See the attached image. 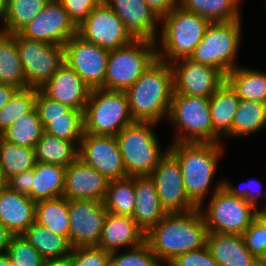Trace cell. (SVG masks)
<instances>
[{"mask_svg": "<svg viewBox=\"0 0 266 266\" xmlns=\"http://www.w3.org/2000/svg\"><path fill=\"white\" fill-rule=\"evenodd\" d=\"M207 227L201 211L167 213L145 233V242L165 265L177 255L206 246Z\"/></svg>", "mask_w": 266, "mask_h": 266, "instance_id": "6da1fadb", "label": "cell"}, {"mask_svg": "<svg viewBox=\"0 0 266 266\" xmlns=\"http://www.w3.org/2000/svg\"><path fill=\"white\" fill-rule=\"evenodd\" d=\"M125 92L134 121L158 123L168 117L174 92L171 64L156 59Z\"/></svg>", "mask_w": 266, "mask_h": 266, "instance_id": "7a4b0ae2", "label": "cell"}, {"mask_svg": "<svg viewBox=\"0 0 266 266\" xmlns=\"http://www.w3.org/2000/svg\"><path fill=\"white\" fill-rule=\"evenodd\" d=\"M168 152L178 161L186 194L197 207L203 208L206 193L216 171L218 158L223 152L218 143L177 142ZM202 206V207H201Z\"/></svg>", "mask_w": 266, "mask_h": 266, "instance_id": "3957f363", "label": "cell"}, {"mask_svg": "<svg viewBox=\"0 0 266 266\" xmlns=\"http://www.w3.org/2000/svg\"><path fill=\"white\" fill-rule=\"evenodd\" d=\"M163 51L157 50V59L172 64L189 58L201 42L210 21L196 13L176 6L161 18ZM173 61V62H172Z\"/></svg>", "mask_w": 266, "mask_h": 266, "instance_id": "277c9868", "label": "cell"}, {"mask_svg": "<svg viewBox=\"0 0 266 266\" xmlns=\"http://www.w3.org/2000/svg\"><path fill=\"white\" fill-rule=\"evenodd\" d=\"M154 122L135 121L117 135V142L128 176H149L168 153L159 148V140L152 126Z\"/></svg>", "mask_w": 266, "mask_h": 266, "instance_id": "5b68a950", "label": "cell"}, {"mask_svg": "<svg viewBox=\"0 0 266 266\" xmlns=\"http://www.w3.org/2000/svg\"><path fill=\"white\" fill-rule=\"evenodd\" d=\"M133 122L125 91L91 89L84 110L85 133L116 136Z\"/></svg>", "mask_w": 266, "mask_h": 266, "instance_id": "8992f818", "label": "cell"}, {"mask_svg": "<svg viewBox=\"0 0 266 266\" xmlns=\"http://www.w3.org/2000/svg\"><path fill=\"white\" fill-rule=\"evenodd\" d=\"M156 45L150 40L134 39L109 51L104 89L126 91L131 87L157 59Z\"/></svg>", "mask_w": 266, "mask_h": 266, "instance_id": "52a82bcc", "label": "cell"}, {"mask_svg": "<svg viewBox=\"0 0 266 266\" xmlns=\"http://www.w3.org/2000/svg\"><path fill=\"white\" fill-rule=\"evenodd\" d=\"M240 20L211 22L189 58L217 68L227 75L237 66L235 58L241 39Z\"/></svg>", "mask_w": 266, "mask_h": 266, "instance_id": "ba28073f", "label": "cell"}, {"mask_svg": "<svg viewBox=\"0 0 266 266\" xmlns=\"http://www.w3.org/2000/svg\"><path fill=\"white\" fill-rule=\"evenodd\" d=\"M202 211L209 233L242 235L261 210L244 198L234 197L219 182L212 192L208 208Z\"/></svg>", "mask_w": 266, "mask_h": 266, "instance_id": "9c48e42d", "label": "cell"}, {"mask_svg": "<svg viewBox=\"0 0 266 266\" xmlns=\"http://www.w3.org/2000/svg\"><path fill=\"white\" fill-rule=\"evenodd\" d=\"M168 117L179 131L174 143H213L209 98L173 92Z\"/></svg>", "mask_w": 266, "mask_h": 266, "instance_id": "30bf717a", "label": "cell"}, {"mask_svg": "<svg viewBox=\"0 0 266 266\" xmlns=\"http://www.w3.org/2000/svg\"><path fill=\"white\" fill-rule=\"evenodd\" d=\"M18 57L27 87L42 88L64 63V46L27 39L16 33Z\"/></svg>", "mask_w": 266, "mask_h": 266, "instance_id": "8fae6325", "label": "cell"}, {"mask_svg": "<svg viewBox=\"0 0 266 266\" xmlns=\"http://www.w3.org/2000/svg\"><path fill=\"white\" fill-rule=\"evenodd\" d=\"M77 34L109 51L126 46L134 40L123 21L105 2L97 5L77 27Z\"/></svg>", "mask_w": 266, "mask_h": 266, "instance_id": "7c38bea8", "label": "cell"}, {"mask_svg": "<svg viewBox=\"0 0 266 266\" xmlns=\"http://www.w3.org/2000/svg\"><path fill=\"white\" fill-rule=\"evenodd\" d=\"M109 50L84 40L78 34L64 44V62L90 89L103 88Z\"/></svg>", "mask_w": 266, "mask_h": 266, "instance_id": "4fadbf2b", "label": "cell"}, {"mask_svg": "<svg viewBox=\"0 0 266 266\" xmlns=\"http://www.w3.org/2000/svg\"><path fill=\"white\" fill-rule=\"evenodd\" d=\"M79 159L110 180L128 177L116 136L84 133Z\"/></svg>", "mask_w": 266, "mask_h": 266, "instance_id": "5bb4252c", "label": "cell"}, {"mask_svg": "<svg viewBox=\"0 0 266 266\" xmlns=\"http://www.w3.org/2000/svg\"><path fill=\"white\" fill-rule=\"evenodd\" d=\"M175 63L171 66L174 92L177 94L210 98L226 81V75L221 70L190 58L179 59Z\"/></svg>", "mask_w": 266, "mask_h": 266, "instance_id": "9a60e30c", "label": "cell"}, {"mask_svg": "<svg viewBox=\"0 0 266 266\" xmlns=\"http://www.w3.org/2000/svg\"><path fill=\"white\" fill-rule=\"evenodd\" d=\"M35 41L62 45L77 34V27L59 0H50L43 10L18 32Z\"/></svg>", "mask_w": 266, "mask_h": 266, "instance_id": "2e32d148", "label": "cell"}, {"mask_svg": "<svg viewBox=\"0 0 266 266\" xmlns=\"http://www.w3.org/2000/svg\"><path fill=\"white\" fill-rule=\"evenodd\" d=\"M168 213L189 212L197 207L189 200L178 161L168 152L149 175Z\"/></svg>", "mask_w": 266, "mask_h": 266, "instance_id": "e0dca14e", "label": "cell"}, {"mask_svg": "<svg viewBox=\"0 0 266 266\" xmlns=\"http://www.w3.org/2000/svg\"><path fill=\"white\" fill-rule=\"evenodd\" d=\"M107 213L104 202L69 200L72 248L97 246Z\"/></svg>", "mask_w": 266, "mask_h": 266, "instance_id": "ac0fdd59", "label": "cell"}, {"mask_svg": "<svg viewBox=\"0 0 266 266\" xmlns=\"http://www.w3.org/2000/svg\"><path fill=\"white\" fill-rule=\"evenodd\" d=\"M108 184L106 177L78 158L66 167L63 196L68 200L104 202Z\"/></svg>", "mask_w": 266, "mask_h": 266, "instance_id": "d6986e66", "label": "cell"}, {"mask_svg": "<svg viewBox=\"0 0 266 266\" xmlns=\"http://www.w3.org/2000/svg\"><path fill=\"white\" fill-rule=\"evenodd\" d=\"M123 21L134 39L156 41L157 24L161 17L144 0H107L105 2Z\"/></svg>", "mask_w": 266, "mask_h": 266, "instance_id": "ffe728a7", "label": "cell"}, {"mask_svg": "<svg viewBox=\"0 0 266 266\" xmlns=\"http://www.w3.org/2000/svg\"><path fill=\"white\" fill-rule=\"evenodd\" d=\"M40 90L50 99L85 110L91 89L65 62Z\"/></svg>", "mask_w": 266, "mask_h": 266, "instance_id": "44dd1931", "label": "cell"}, {"mask_svg": "<svg viewBox=\"0 0 266 266\" xmlns=\"http://www.w3.org/2000/svg\"><path fill=\"white\" fill-rule=\"evenodd\" d=\"M36 201L9 189L0 190V223L13 235H22L35 222Z\"/></svg>", "mask_w": 266, "mask_h": 266, "instance_id": "7402d4cb", "label": "cell"}, {"mask_svg": "<svg viewBox=\"0 0 266 266\" xmlns=\"http://www.w3.org/2000/svg\"><path fill=\"white\" fill-rule=\"evenodd\" d=\"M143 242L145 233L131 216L108 212L97 247L114 252L122 246H127L128 249L138 247Z\"/></svg>", "mask_w": 266, "mask_h": 266, "instance_id": "603a6c76", "label": "cell"}, {"mask_svg": "<svg viewBox=\"0 0 266 266\" xmlns=\"http://www.w3.org/2000/svg\"><path fill=\"white\" fill-rule=\"evenodd\" d=\"M206 246L219 266H265L245 247L240 234L208 232Z\"/></svg>", "mask_w": 266, "mask_h": 266, "instance_id": "cb8c5ba5", "label": "cell"}, {"mask_svg": "<svg viewBox=\"0 0 266 266\" xmlns=\"http://www.w3.org/2000/svg\"><path fill=\"white\" fill-rule=\"evenodd\" d=\"M135 209L132 218L146 233L168 213L157 195L156 186L150 176H134Z\"/></svg>", "mask_w": 266, "mask_h": 266, "instance_id": "d4e9b609", "label": "cell"}, {"mask_svg": "<svg viewBox=\"0 0 266 266\" xmlns=\"http://www.w3.org/2000/svg\"><path fill=\"white\" fill-rule=\"evenodd\" d=\"M239 101L240 98L227 81L209 98L213 143L220 144L219 136L222 133L232 137V124Z\"/></svg>", "mask_w": 266, "mask_h": 266, "instance_id": "484cf974", "label": "cell"}, {"mask_svg": "<svg viewBox=\"0 0 266 266\" xmlns=\"http://www.w3.org/2000/svg\"><path fill=\"white\" fill-rule=\"evenodd\" d=\"M66 167L37 162L34 166L32 189L27 195L34 201L53 199L64 195Z\"/></svg>", "mask_w": 266, "mask_h": 266, "instance_id": "4316f807", "label": "cell"}, {"mask_svg": "<svg viewBox=\"0 0 266 266\" xmlns=\"http://www.w3.org/2000/svg\"><path fill=\"white\" fill-rule=\"evenodd\" d=\"M35 222L70 242L69 200L61 196L36 201Z\"/></svg>", "mask_w": 266, "mask_h": 266, "instance_id": "83f0119b", "label": "cell"}, {"mask_svg": "<svg viewBox=\"0 0 266 266\" xmlns=\"http://www.w3.org/2000/svg\"><path fill=\"white\" fill-rule=\"evenodd\" d=\"M0 84L17 89L27 87L23 66L18 57L16 33L0 31Z\"/></svg>", "mask_w": 266, "mask_h": 266, "instance_id": "f1b7e54d", "label": "cell"}, {"mask_svg": "<svg viewBox=\"0 0 266 266\" xmlns=\"http://www.w3.org/2000/svg\"><path fill=\"white\" fill-rule=\"evenodd\" d=\"M226 81L240 99L266 104V73L236 66L227 73Z\"/></svg>", "mask_w": 266, "mask_h": 266, "instance_id": "f546056e", "label": "cell"}, {"mask_svg": "<svg viewBox=\"0 0 266 266\" xmlns=\"http://www.w3.org/2000/svg\"><path fill=\"white\" fill-rule=\"evenodd\" d=\"M44 259L64 258L71 254L69 240L33 222L22 234Z\"/></svg>", "mask_w": 266, "mask_h": 266, "instance_id": "4dcf8cb0", "label": "cell"}, {"mask_svg": "<svg viewBox=\"0 0 266 266\" xmlns=\"http://www.w3.org/2000/svg\"><path fill=\"white\" fill-rule=\"evenodd\" d=\"M78 148L75 142L62 140L43 132L41 139L34 147V153L36 162L67 167L79 158Z\"/></svg>", "mask_w": 266, "mask_h": 266, "instance_id": "1f68e13d", "label": "cell"}, {"mask_svg": "<svg viewBox=\"0 0 266 266\" xmlns=\"http://www.w3.org/2000/svg\"><path fill=\"white\" fill-rule=\"evenodd\" d=\"M240 0H180V6L210 22L240 19Z\"/></svg>", "mask_w": 266, "mask_h": 266, "instance_id": "d6a6232c", "label": "cell"}, {"mask_svg": "<svg viewBox=\"0 0 266 266\" xmlns=\"http://www.w3.org/2000/svg\"><path fill=\"white\" fill-rule=\"evenodd\" d=\"M33 148L22 147L0 137V171L4 180L33 169L36 165Z\"/></svg>", "mask_w": 266, "mask_h": 266, "instance_id": "836d02e7", "label": "cell"}, {"mask_svg": "<svg viewBox=\"0 0 266 266\" xmlns=\"http://www.w3.org/2000/svg\"><path fill=\"white\" fill-rule=\"evenodd\" d=\"M50 0H7L3 17L4 28L0 31L18 33L30 23Z\"/></svg>", "mask_w": 266, "mask_h": 266, "instance_id": "e575fe53", "label": "cell"}, {"mask_svg": "<svg viewBox=\"0 0 266 266\" xmlns=\"http://www.w3.org/2000/svg\"><path fill=\"white\" fill-rule=\"evenodd\" d=\"M266 127V104L240 99L232 124V136L253 134Z\"/></svg>", "mask_w": 266, "mask_h": 266, "instance_id": "d590c367", "label": "cell"}, {"mask_svg": "<svg viewBox=\"0 0 266 266\" xmlns=\"http://www.w3.org/2000/svg\"><path fill=\"white\" fill-rule=\"evenodd\" d=\"M44 128L40 122L37 110L25 114L4 130L0 137L8 142L22 147L33 148L41 139Z\"/></svg>", "mask_w": 266, "mask_h": 266, "instance_id": "8d00e7d4", "label": "cell"}, {"mask_svg": "<svg viewBox=\"0 0 266 266\" xmlns=\"http://www.w3.org/2000/svg\"><path fill=\"white\" fill-rule=\"evenodd\" d=\"M134 176L110 180L104 200L106 210L117 215H133L135 209Z\"/></svg>", "mask_w": 266, "mask_h": 266, "instance_id": "74e56055", "label": "cell"}, {"mask_svg": "<svg viewBox=\"0 0 266 266\" xmlns=\"http://www.w3.org/2000/svg\"><path fill=\"white\" fill-rule=\"evenodd\" d=\"M37 88L25 87L17 89L9 102L0 109V134L13 122L35 109Z\"/></svg>", "mask_w": 266, "mask_h": 266, "instance_id": "f35d334b", "label": "cell"}, {"mask_svg": "<svg viewBox=\"0 0 266 266\" xmlns=\"http://www.w3.org/2000/svg\"><path fill=\"white\" fill-rule=\"evenodd\" d=\"M44 132L80 145L85 133L84 112L76 109L69 117L48 118V125L44 128Z\"/></svg>", "mask_w": 266, "mask_h": 266, "instance_id": "ab89813d", "label": "cell"}, {"mask_svg": "<svg viewBox=\"0 0 266 266\" xmlns=\"http://www.w3.org/2000/svg\"><path fill=\"white\" fill-rule=\"evenodd\" d=\"M6 254L14 266H43L45 261L23 235L12 236Z\"/></svg>", "mask_w": 266, "mask_h": 266, "instance_id": "60d3db41", "label": "cell"}, {"mask_svg": "<svg viewBox=\"0 0 266 266\" xmlns=\"http://www.w3.org/2000/svg\"><path fill=\"white\" fill-rule=\"evenodd\" d=\"M245 247L266 266V216L260 212L242 234Z\"/></svg>", "mask_w": 266, "mask_h": 266, "instance_id": "b9f144b4", "label": "cell"}, {"mask_svg": "<svg viewBox=\"0 0 266 266\" xmlns=\"http://www.w3.org/2000/svg\"><path fill=\"white\" fill-rule=\"evenodd\" d=\"M117 253L111 252L110 266H163L146 242L128 252Z\"/></svg>", "mask_w": 266, "mask_h": 266, "instance_id": "7bdbcfd3", "label": "cell"}, {"mask_svg": "<svg viewBox=\"0 0 266 266\" xmlns=\"http://www.w3.org/2000/svg\"><path fill=\"white\" fill-rule=\"evenodd\" d=\"M35 109L43 128L48 125V118L69 117L76 110L59 101L50 99L40 89L37 92Z\"/></svg>", "mask_w": 266, "mask_h": 266, "instance_id": "ee69618b", "label": "cell"}, {"mask_svg": "<svg viewBox=\"0 0 266 266\" xmlns=\"http://www.w3.org/2000/svg\"><path fill=\"white\" fill-rule=\"evenodd\" d=\"M70 256L73 266H110L111 252L97 246L73 248Z\"/></svg>", "mask_w": 266, "mask_h": 266, "instance_id": "f6af8a7d", "label": "cell"}, {"mask_svg": "<svg viewBox=\"0 0 266 266\" xmlns=\"http://www.w3.org/2000/svg\"><path fill=\"white\" fill-rule=\"evenodd\" d=\"M167 266H219L207 246L177 255Z\"/></svg>", "mask_w": 266, "mask_h": 266, "instance_id": "bcb514c9", "label": "cell"}, {"mask_svg": "<svg viewBox=\"0 0 266 266\" xmlns=\"http://www.w3.org/2000/svg\"><path fill=\"white\" fill-rule=\"evenodd\" d=\"M59 1L76 27H79V25L87 18L94 8L101 3L99 0Z\"/></svg>", "mask_w": 266, "mask_h": 266, "instance_id": "7dc6e473", "label": "cell"}, {"mask_svg": "<svg viewBox=\"0 0 266 266\" xmlns=\"http://www.w3.org/2000/svg\"><path fill=\"white\" fill-rule=\"evenodd\" d=\"M256 182H260V180H252L248 183L245 182V185H247L245 188L235 187L231 185V183H228L226 181H223V188L227 190L231 195L234 197L244 198L248 203L253 204L256 208L258 206L257 200L259 199V196H262L261 187L257 189L256 191L250 189V186L255 185ZM255 192V193H254Z\"/></svg>", "mask_w": 266, "mask_h": 266, "instance_id": "c3c4849f", "label": "cell"}, {"mask_svg": "<svg viewBox=\"0 0 266 266\" xmlns=\"http://www.w3.org/2000/svg\"><path fill=\"white\" fill-rule=\"evenodd\" d=\"M34 177V168L16 174L6 180V186L18 193L28 195L32 189V178Z\"/></svg>", "mask_w": 266, "mask_h": 266, "instance_id": "681fc988", "label": "cell"}, {"mask_svg": "<svg viewBox=\"0 0 266 266\" xmlns=\"http://www.w3.org/2000/svg\"><path fill=\"white\" fill-rule=\"evenodd\" d=\"M161 18L180 5V0H144Z\"/></svg>", "mask_w": 266, "mask_h": 266, "instance_id": "f907efd6", "label": "cell"}, {"mask_svg": "<svg viewBox=\"0 0 266 266\" xmlns=\"http://www.w3.org/2000/svg\"><path fill=\"white\" fill-rule=\"evenodd\" d=\"M13 234L0 223V254L6 253Z\"/></svg>", "mask_w": 266, "mask_h": 266, "instance_id": "816d5d0a", "label": "cell"}, {"mask_svg": "<svg viewBox=\"0 0 266 266\" xmlns=\"http://www.w3.org/2000/svg\"><path fill=\"white\" fill-rule=\"evenodd\" d=\"M16 90L13 86L0 84V109L9 102Z\"/></svg>", "mask_w": 266, "mask_h": 266, "instance_id": "f5cc1de1", "label": "cell"}, {"mask_svg": "<svg viewBox=\"0 0 266 266\" xmlns=\"http://www.w3.org/2000/svg\"><path fill=\"white\" fill-rule=\"evenodd\" d=\"M43 266H73L71 256L64 258L45 259Z\"/></svg>", "mask_w": 266, "mask_h": 266, "instance_id": "db71d44e", "label": "cell"}, {"mask_svg": "<svg viewBox=\"0 0 266 266\" xmlns=\"http://www.w3.org/2000/svg\"><path fill=\"white\" fill-rule=\"evenodd\" d=\"M0 266H14L6 253L0 254Z\"/></svg>", "mask_w": 266, "mask_h": 266, "instance_id": "11a10c76", "label": "cell"}, {"mask_svg": "<svg viewBox=\"0 0 266 266\" xmlns=\"http://www.w3.org/2000/svg\"><path fill=\"white\" fill-rule=\"evenodd\" d=\"M6 6H7V0H0V18L3 17Z\"/></svg>", "mask_w": 266, "mask_h": 266, "instance_id": "9f6ffc18", "label": "cell"}, {"mask_svg": "<svg viewBox=\"0 0 266 266\" xmlns=\"http://www.w3.org/2000/svg\"><path fill=\"white\" fill-rule=\"evenodd\" d=\"M6 185V181L3 178V175L0 171V190Z\"/></svg>", "mask_w": 266, "mask_h": 266, "instance_id": "6f0895ef", "label": "cell"}, {"mask_svg": "<svg viewBox=\"0 0 266 266\" xmlns=\"http://www.w3.org/2000/svg\"><path fill=\"white\" fill-rule=\"evenodd\" d=\"M261 212L266 216V206L262 208Z\"/></svg>", "mask_w": 266, "mask_h": 266, "instance_id": "680465c9", "label": "cell"}]
</instances>
